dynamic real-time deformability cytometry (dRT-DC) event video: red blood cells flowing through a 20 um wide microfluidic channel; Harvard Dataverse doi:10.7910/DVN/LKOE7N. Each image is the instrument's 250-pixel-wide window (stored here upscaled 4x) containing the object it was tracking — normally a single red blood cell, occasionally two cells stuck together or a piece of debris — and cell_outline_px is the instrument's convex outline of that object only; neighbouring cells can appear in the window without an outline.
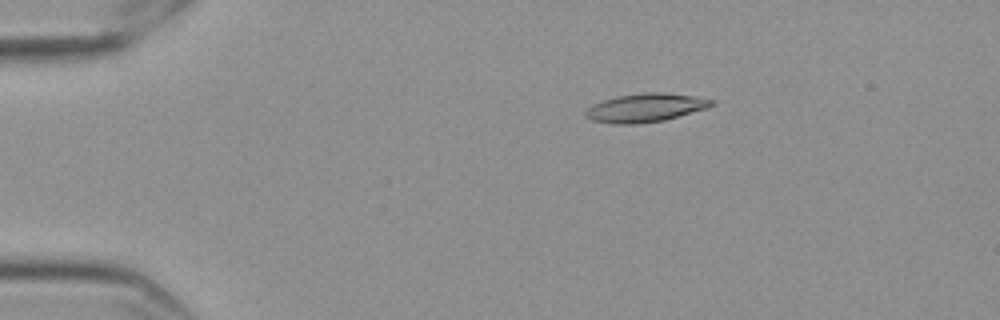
{"species": "Egyptian fruit bat (a non-hibernating species)", "species_latin": "Rousettus aegyptiacus", "temperature_condition": "cold", "stored_images_in_passage": 48, "camera_frame_rate_fps": 3000, "um_per_image_px": 0.085, "frame": {"image": 1, "passage_image": 2, "time_ms": 0.333, "image_size_px": [1000, 320], "cell_outline_px": [[716, 104], [708, 108], [664, 120], [636, 124], [612, 124], [592, 120], [584, 116], [584, 112], [592, 104], [616, 96], [644, 92], [664, 92], [696, 96], [716, 100]], "centroid_in_image_um": [54.89, 9.15], "position_along_channel_um": 30.1, "area_um2": 21.21}}
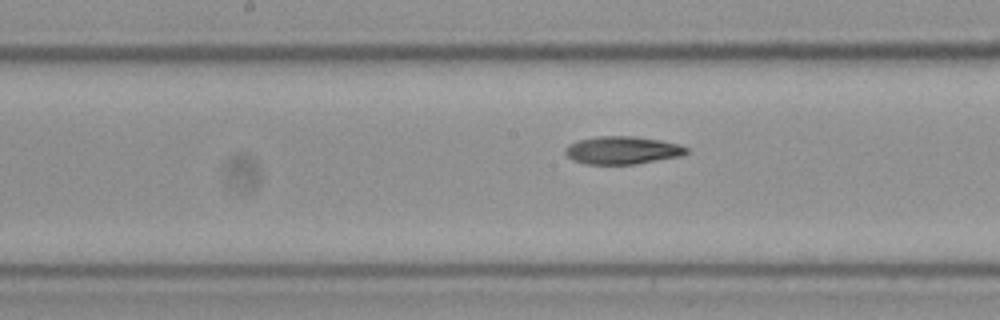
{"frame": {"image": 2, "passage_image": 21, "time_ms": 6.667, "image_size_px": [1000, 320], "cell_outline_px": [[688, 152], [680, 156], [636, 164], [584, 164], [572, 160], [564, 152], [564, 148], [568, 144], [580, 140], [600, 136], [632, 136], [660, 140], [680, 144], [688, 148]], "centroid_in_image_um": [52.89, 12.77], "position_along_channel_um": 195.3, "area_um2": 19.65}}
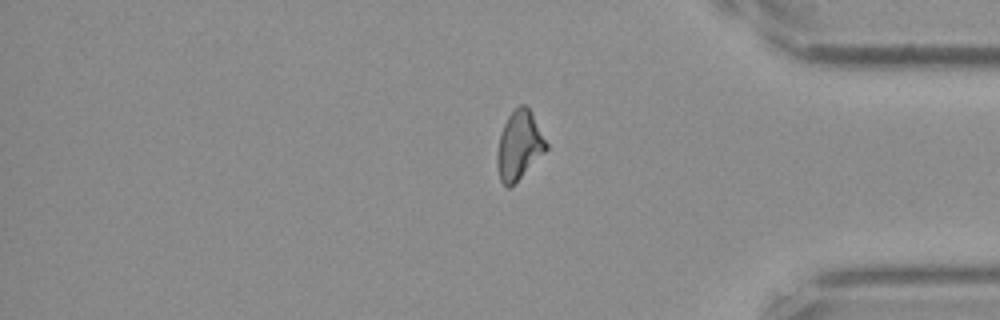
{"frame": {"image": 3, "passage_image": 39, "time_ms": 12.667, "image_size_px": [1000, 320], "cell_outline_px": [[548, 148], [516, 184], [508, 188], [500, 180], [496, 164], [496, 156], [500, 136], [504, 124], [508, 116], [520, 104], [524, 104], [532, 112], [548, 144]], "centroid_in_image_um": [44.13, 12.39], "position_along_channel_um": 391.1, "area_um2": 19.71}, "authors_computed_cell_mechanics": {"area_um2": 19.7965, "velocity_mm_per_s": 3.5723, "shape_relaxation_time_tau1_ms": 8.6906, "shape_relaxation_time_tau2_ms": null, "deformation_change_tau1": 0.2011, "deformation_change_tau2": null}}